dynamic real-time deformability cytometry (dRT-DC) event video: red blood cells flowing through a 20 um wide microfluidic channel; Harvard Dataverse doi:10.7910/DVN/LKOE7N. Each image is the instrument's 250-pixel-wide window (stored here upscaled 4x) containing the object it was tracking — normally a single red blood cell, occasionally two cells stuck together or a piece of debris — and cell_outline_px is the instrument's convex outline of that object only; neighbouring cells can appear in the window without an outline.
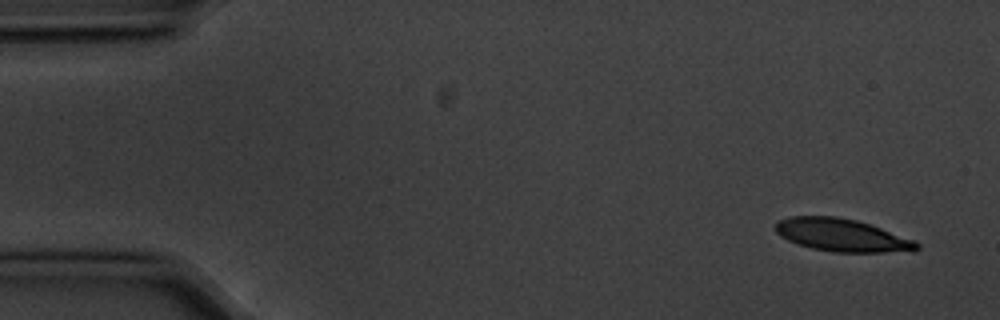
{"species": "common noctule bat (a hibernating species)", "species_latin": "Nyctalus noctula", "temperature_condition": "cold", "stored_images_in_passage": 9, "camera_frame_rate_fps": 3000, "um_per_image_px": 0.085, "animal": {"sex": "male", "body_mass_g": 20.1, "forearm_length_mm": 53.5}, "frame": {"image": 1, "passage_image": 1, "time_ms": 0.0, "image_size_px": [1000, 320], "cell_outline_px": [[920, 248], [912, 252], [832, 252], [812, 248], [788, 240], [780, 236], [776, 232], [776, 224], [780, 220], [788, 216], [836, 216], [856, 220], [916, 240], [920, 244]], "centroid_in_image_um": [71.61, 20.0], "position_along_channel_um": 13.4, "area_um2": 26.93}}
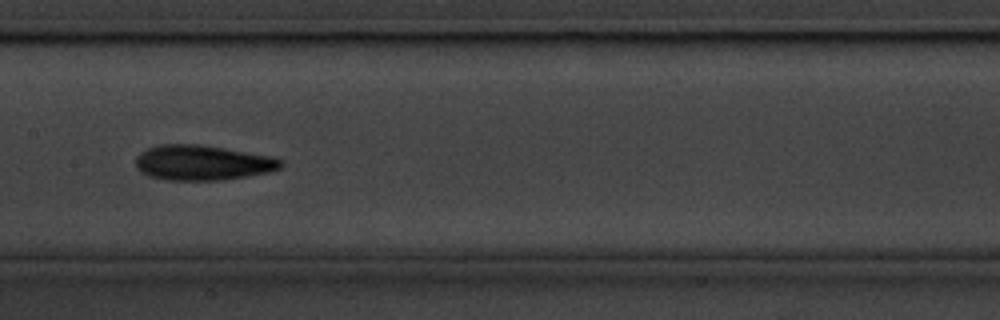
{"frame": {"image": 2, "passage_image": 7, "time_ms": 2.0, "image_size_px": [1000, 320], "cell_outline_px": [[284, 164], [280, 168], [268, 172], [220, 180], [168, 180], [148, 176], [140, 172], [136, 168], [136, 156], [140, 152], [148, 148], [160, 144], [200, 144], [272, 156], [284, 160]], "centroid_in_image_um": [17.19, 13.82], "position_along_channel_um": 190.2, "area_um2": 29.77}}
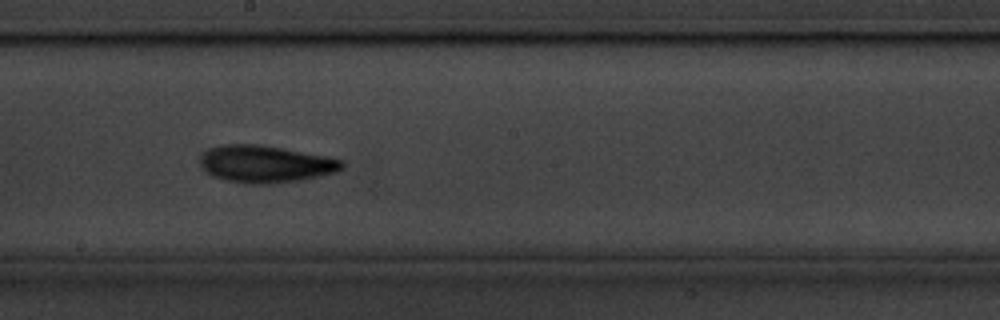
{"frame": {"image": 3, "passage_image": 8, "time_ms": 2.333, "image_size_px": [1000, 320], "cell_outline_px": [[344, 164], [336, 172], [320, 176], [300, 180], [272, 184], [248, 184], [224, 180], [208, 172], [204, 168], [204, 156], [212, 148], [220, 144], [260, 144], [328, 156], [344, 160]], "centroid_in_image_um": [22.67, 13.94], "position_along_channel_um": 225.5, "area_um2": 30.29}}